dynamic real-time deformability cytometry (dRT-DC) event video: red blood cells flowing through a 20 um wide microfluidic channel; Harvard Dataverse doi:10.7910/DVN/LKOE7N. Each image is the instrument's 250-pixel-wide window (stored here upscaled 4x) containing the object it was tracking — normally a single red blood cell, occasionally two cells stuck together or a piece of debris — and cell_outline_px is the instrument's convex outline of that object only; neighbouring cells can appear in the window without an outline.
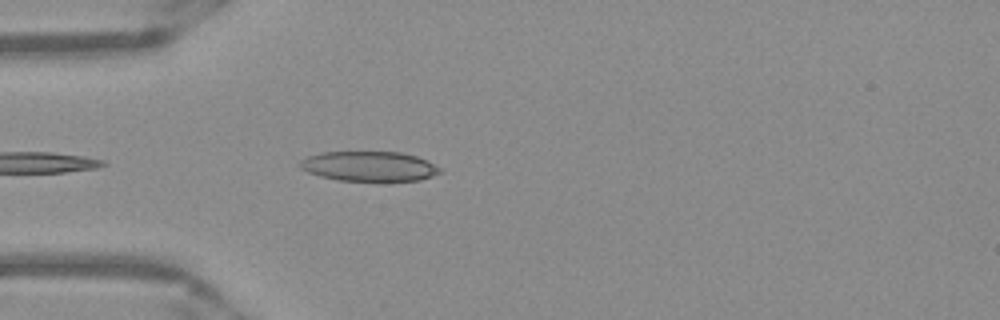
{"species": "Egyptian fruit bat (a non-hibernating species)", "species_latin": "Rousettus aegyptiacus", "temperature_condition": "warm", "stored_images_in_passage": 39, "camera_frame_rate_fps": 3000, "um_per_image_px": 0.085, "frame": {"image": 1, "passage_image": 4, "time_ms": 1.0, "image_size_px": [1000, 320], "cell_outline_px": [[444, 172], [420, 180], [336, 180], [320, 176], [308, 172], [300, 168], [300, 160], [308, 156], [324, 152], [400, 152], [416, 156], [440, 168]], "centroid_in_image_um": [31.36, 14.13], "position_along_channel_um": 53.6, "area_um2": 24.04}}
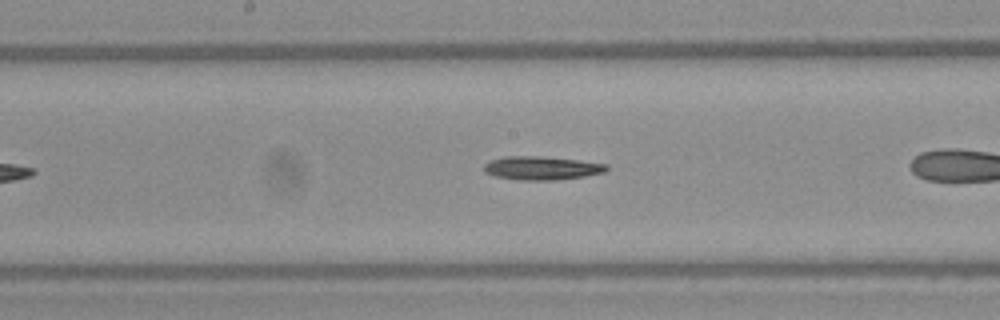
{"frame": {"image": 2, "passage_image": 13, "time_ms": 4.0, "image_size_px": [1000, 320], "cell_outline_px": [[608, 168], [604, 172], [584, 176], [556, 180], [516, 180], [496, 176], [484, 172], [484, 164], [488, 160], [504, 156], [540, 156], [576, 160], [608, 164]], "centroid_in_image_um": [45.99, 14.28], "position_along_channel_um": 202.2, "area_um2": 16.82}}
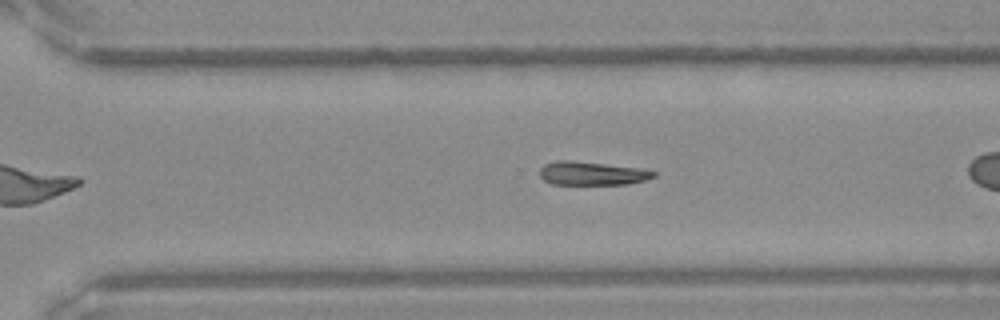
{"frame": {"image": 3, "passage_image": 22, "time_ms": 7.0, "image_size_px": [1000, 320], "cell_outline_px": [[656, 176], [648, 180], [628, 184], [552, 184], [544, 180], [540, 176], [540, 168], [544, 164], [556, 160], [572, 160], [640, 168], [656, 172]], "centroid_in_image_um": [50.32, 14.73], "position_along_channel_um": 320.3, "area_um2": 15.72}}